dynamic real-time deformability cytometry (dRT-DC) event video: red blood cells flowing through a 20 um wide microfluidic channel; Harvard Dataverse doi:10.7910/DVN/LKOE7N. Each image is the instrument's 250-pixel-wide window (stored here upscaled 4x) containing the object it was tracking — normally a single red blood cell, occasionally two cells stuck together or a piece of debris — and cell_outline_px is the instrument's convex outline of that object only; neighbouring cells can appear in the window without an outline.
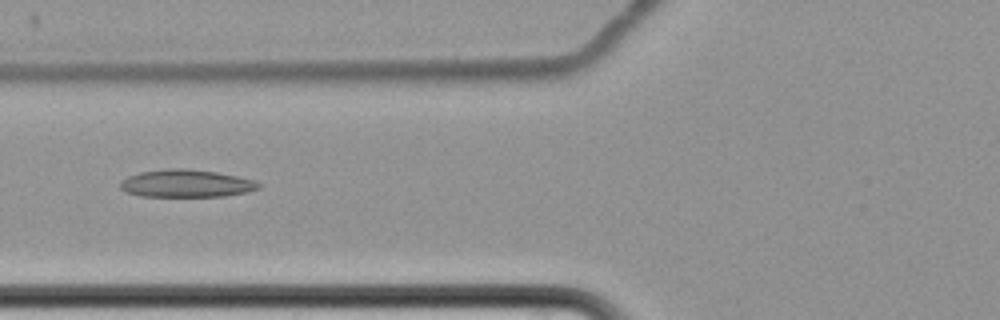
{"species": "common noctule bat (a hibernating species)", "species_latin": "Nyctalus noctula", "temperature_condition": "cold", "stored_images_in_passage": 7, "camera_frame_rate_fps": 3000, "um_per_image_px": 0.085, "animal": {"sex": "female", "body_mass_g": 22.7, "forearm_length_mm": 54.2}, "frame": {"image": 1, "passage_image": 3, "time_ms": 2.333, "image_size_px": [1000, 320], "cell_outline_px": [[260, 188], [248, 192], [224, 196], [140, 196], [128, 192], [120, 188], [120, 180], [128, 176], [140, 172], [168, 168], [188, 168], [216, 172], [256, 180], [260, 184]], "centroid_in_image_um": [15.84, 15.59], "position_along_channel_um": 110.0, "area_um2": 22.31}}
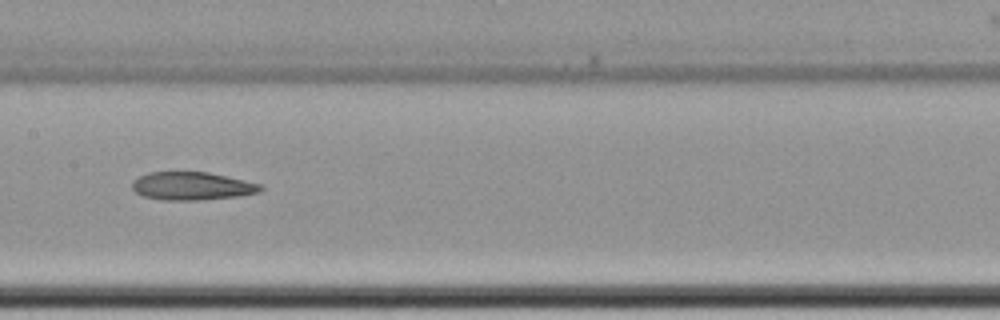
{"frame": {"image": 2, "passage_image": 5, "time_ms": 4.667, "image_size_px": [1000, 320], "cell_outline_px": [[264, 188], [260, 192], [240, 196], [200, 200], [160, 200], [144, 196], [136, 192], [132, 188], [132, 180], [148, 172], [208, 172], [264, 184]], "centroid_in_image_um": [16.36, 15.81], "position_along_channel_um": 191.0, "area_um2": 21.21}}
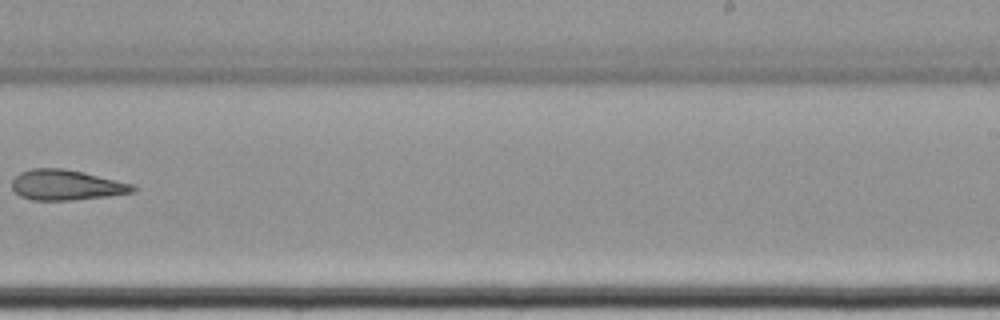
{"frame": {"image": 3, "passage_image": 7, "time_ms": 7.333, "image_size_px": [1000, 320], "cell_outline_px": [[136, 188], [132, 192], [108, 196], [72, 200], [32, 200], [20, 196], [12, 188], [12, 180], [20, 172], [32, 168], [60, 168], [84, 172], [136, 184]], "centroid_in_image_um": [5.65, 15.72], "position_along_channel_um": 283.4, "area_um2": 21.44}}